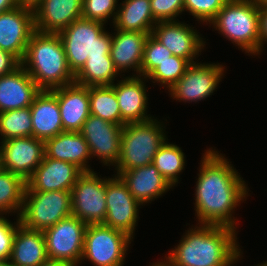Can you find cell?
Wrapping results in <instances>:
<instances>
[{
	"label": "cell",
	"instance_id": "cell-19",
	"mask_svg": "<svg viewBox=\"0 0 267 266\" xmlns=\"http://www.w3.org/2000/svg\"><path fill=\"white\" fill-rule=\"evenodd\" d=\"M83 0H40L34 7L35 31L58 34L82 18Z\"/></svg>",
	"mask_w": 267,
	"mask_h": 266
},
{
	"label": "cell",
	"instance_id": "cell-1",
	"mask_svg": "<svg viewBox=\"0 0 267 266\" xmlns=\"http://www.w3.org/2000/svg\"><path fill=\"white\" fill-rule=\"evenodd\" d=\"M215 150L206 149L200 161L194 193L195 216L198 224L228 226L237 230L238 219L233 214L249 196L248 184L225 155Z\"/></svg>",
	"mask_w": 267,
	"mask_h": 266
},
{
	"label": "cell",
	"instance_id": "cell-39",
	"mask_svg": "<svg viewBox=\"0 0 267 266\" xmlns=\"http://www.w3.org/2000/svg\"><path fill=\"white\" fill-rule=\"evenodd\" d=\"M21 61L12 53L0 49V77L13 72Z\"/></svg>",
	"mask_w": 267,
	"mask_h": 266
},
{
	"label": "cell",
	"instance_id": "cell-42",
	"mask_svg": "<svg viewBox=\"0 0 267 266\" xmlns=\"http://www.w3.org/2000/svg\"><path fill=\"white\" fill-rule=\"evenodd\" d=\"M39 266H71V265L63 261L48 259L45 262L41 263Z\"/></svg>",
	"mask_w": 267,
	"mask_h": 266
},
{
	"label": "cell",
	"instance_id": "cell-47",
	"mask_svg": "<svg viewBox=\"0 0 267 266\" xmlns=\"http://www.w3.org/2000/svg\"><path fill=\"white\" fill-rule=\"evenodd\" d=\"M0 266H10L8 263H0Z\"/></svg>",
	"mask_w": 267,
	"mask_h": 266
},
{
	"label": "cell",
	"instance_id": "cell-2",
	"mask_svg": "<svg viewBox=\"0 0 267 266\" xmlns=\"http://www.w3.org/2000/svg\"><path fill=\"white\" fill-rule=\"evenodd\" d=\"M198 225V226H197ZM189 227L161 261L166 266H233L242 258L235 229L221 225Z\"/></svg>",
	"mask_w": 267,
	"mask_h": 266
},
{
	"label": "cell",
	"instance_id": "cell-28",
	"mask_svg": "<svg viewBox=\"0 0 267 266\" xmlns=\"http://www.w3.org/2000/svg\"><path fill=\"white\" fill-rule=\"evenodd\" d=\"M120 75L110 55L88 57L83 67L74 75V82L87 87L111 86Z\"/></svg>",
	"mask_w": 267,
	"mask_h": 266
},
{
	"label": "cell",
	"instance_id": "cell-38",
	"mask_svg": "<svg viewBox=\"0 0 267 266\" xmlns=\"http://www.w3.org/2000/svg\"><path fill=\"white\" fill-rule=\"evenodd\" d=\"M16 218L13 223L4 215H0V263H7L10 259L13 240L20 224L19 217Z\"/></svg>",
	"mask_w": 267,
	"mask_h": 266
},
{
	"label": "cell",
	"instance_id": "cell-20",
	"mask_svg": "<svg viewBox=\"0 0 267 266\" xmlns=\"http://www.w3.org/2000/svg\"><path fill=\"white\" fill-rule=\"evenodd\" d=\"M51 91L58 98L64 131L80 132L90 115L89 87L74 82Z\"/></svg>",
	"mask_w": 267,
	"mask_h": 266
},
{
	"label": "cell",
	"instance_id": "cell-13",
	"mask_svg": "<svg viewBox=\"0 0 267 266\" xmlns=\"http://www.w3.org/2000/svg\"><path fill=\"white\" fill-rule=\"evenodd\" d=\"M123 126L89 115L80 133L85 138L92 158L105 166H116L120 157Z\"/></svg>",
	"mask_w": 267,
	"mask_h": 266
},
{
	"label": "cell",
	"instance_id": "cell-5",
	"mask_svg": "<svg viewBox=\"0 0 267 266\" xmlns=\"http://www.w3.org/2000/svg\"><path fill=\"white\" fill-rule=\"evenodd\" d=\"M160 121L153 118L123 126L120 157L113 175L152 164L157 151L168 140L164 123Z\"/></svg>",
	"mask_w": 267,
	"mask_h": 266
},
{
	"label": "cell",
	"instance_id": "cell-26",
	"mask_svg": "<svg viewBox=\"0 0 267 266\" xmlns=\"http://www.w3.org/2000/svg\"><path fill=\"white\" fill-rule=\"evenodd\" d=\"M48 260L43 231L17 226L13 240L10 266H39Z\"/></svg>",
	"mask_w": 267,
	"mask_h": 266
},
{
	"label": "cell",
	"instance_id": "cell-14",
	"mask_svg": "<svg viewBox=\"0 0 267 266\" xmlns=\"http://www.w3.org/2000/svg\"><path fill=\"white\" fill-rule=\"evenodd\" d=\"M0 155L1 168L27 181L44 158V140L28 136L2 141Z\"/></svg>",
	"mask_w": 267,
	"mask_h": 266
},
{
	"label": "cell",
	"instance_id": "cell-4",
	"mask_svg": "<svg viewBox=\"0 0 267 266\" xmlns=\"http://www.w3.org/2000/svg\"><path fill=\"white\" fill-rule=\"evenodd\" d=\"M210 25L242 52L260 55L259 6L254 0H228Z\"/></svg>",
	"mask_w": 267,
	"mask_h": 266
},
{
	"label": "cell",
	"instance_id": "cell-22",
	"mask_svg": "<svg viewBox=\"0 0 267 266\" xmlns=\"http://www.w3.org/2000/svg\"><path fill=\"white\" fill-rule=\"evenodd\" d=\"M41 91L22 65L0 77V113L30 107Z\"/></svg>",
	"mask_w": 267,
	"mask_h": 266
},
{
	"label": "cell",
	"instance_id": "cell-44",
	"mask_svg": "<svg viewBox=\"0 0 267 266\" xmlns=\"http://www.w3.org/2000/svg\"><path fill=\"white\" fill-rule=\"evenodd\" d=\"M259 7H267V0H254Z\"/></svg>",
	"mask_w": 267,
	"mask_h": 266
},
{
	"label": "cell",
	"instance_id": "cell-31",
	"mask_svg": "<svg viewBox=\"0 0 267 266\" xmlns=\"http://www.w3.org/2000/svg\"><path fill=\"white\" fill-rule=\"evenodd\" d=\"M185 154L181 147L167 140L154 156L153 165L158 172L174 187L179 183V176L185 169Z\"/></svg>",
	"mask_w": 267,
	"mask_h": 266
},
{
	"label": "cell",
	"instance_id": "cell-36",
	"mask_svg": "<svg viewBox=\"0 0 267 266\" xmlns=\"http://www.w3.org/2000/svg\"><path fill=\"white\" fill-rule=\"evenodd\" d=\"M228 0H184V12H188L201 24L207 25L215 18Z\"/></svg>",
	"mask_w": 267,
	"mask_h": 266
},
{
	"label": "cell",
	"instance_id": "cell-43",
	"mask_svg": "<svg viewBox=\"0 0 267 266\" xmlns=\"http://www.w3.org/2000/svg\"><path fill=\"white\" fill-rule=\"evenodd\" d=\"M19 5L34 7L40 0H17Z\"/></svg>",
	"mask_w": 267,
	"mask_h": 266
},
{
	"label": "cell",
	"instance_id": "cell-6",
	"mask_svg": "<svg viewBox=\"0 0 267 266\" xmlns=\"http://www.w3.org/2000/svg\"><path fill=\"white\" fill-rule=\"evenodd\" d=\"M104 26L102 22L80 18L58 33L74 75L88 57L110 55L112 34L105 31Z\"/></svg>",
	"mask_w": 267,
	"mask_h": 266
},
{
	"label": "cell",
	"instance_id": "cell-15",
	"mask_svg": "<svg viewBox=\"0 0 267 266\" xmlns=\"http://www.w3.org/2000/svg\"><path fill=\"white\" fill-rule=\"evenodd\" d=\"M35 32L34 9L18 5L0 13V49L23 60L27 45Z\"/></svg>",
	"mask_w": 267,
	"mask_h": 266
},
{
	"label": "cell",
	"instance_id": "cell-30",
	"mask_svg": "<svg viewBox=\"0 0 267 266\" xmlns=\"http://www.w3.org/2000/svg\"><path fill=\"white\" fill-rule=\"evenodd\" d=\"M89 108L91 115L121 125V112L113 85L90 86Z\"/></svg>",
	"mask_w": 267,
	"mask_h": 266
},
{
	"label": "cell",
	"instance_id": "cell-34",
	"mask_svg": "<svg viewBox=\"0 0 267 266\" xmlns=\"http://www.w3.org/2000/svg\"><path fill=\"white\" fill-rule=\"evenodd\" d=\"M172 55L173 54L162 43L152 34H149L144 44L141 76L147 78L160 63L164 62Z\"/></svg>",
	"mask_w": 267,
	"mask_h": 266
},
{
	"label": "cell",
	"instance_id": "cell-33",
	"mask_svg": "<svg viewBox=\"0 0 267 266\" xmlns=\"http://www.w3.org/2000/svg\"><path fill=\"white\" fill-rule=\"evenodd\" d=\"M187 59L172 55L147 77L153 83H158L163 88H171L185 73L190 66Z\"/></svg>",
	"mask_w": 267,
	"mask_h": 266
},
{
	"label": "cell",
	"instance_id": "cell-37",
	"mask_svg": "<svg viewBox=\"0 0 267 266\" xmlns=\"http://www.w3.org/2000/svg\"><path fill=\"white\" fill-rule=\"evenodd\" d=\"M150 5L157 22L179 21L184 12V0H150Z\"/></svg>",
	"mask_w": 267,
	"mask_h": 266
},
{
	"label": "cell",
	"instance_id": "cell-8",
	"mask_svg": "<svg viewBox=\"0 0 267 266\" xmlns=\"http://www.w3.org/2000/svg\"><path fill=\"white\" fill-rule=\"evenodd\" d=\"M132 239L104 224L87 225L81 263L86 259L94 266H124Z\"/></svg>",
	"mask_w": 267,
	"mask_h": 266
},
{
	"label": "cell",
	"instance_id": "cell-24",
	"mask_svg": "<svg viewBox=\"0 0 267 266\" xmlns=\"http://www.w3.org/2000/svg\"><path fill=\"white\" fill-rule=\"evenodd\" d=\"M44 152L47 158L73 163L83 172L94 171L88 165L92 160L89 146L80 132L64 131L45 140Z\"/></svg>",
	"mask_w": 267,
	"mask_h": 266
},
{
	"label": "cell",
	"instance_id": "cell-18",
	"mask_svg": "<svg viewBox=\"0 0 267 266\" xmlns=\"http://www.w3.org/2000/svg\"><path fill=\"white\" fill-rule=\"evenodd\" d=\"M83 171L73 163L44 158L26 181L25 191H71Z\"/></svg>",
	"mask_w": 267,
	"mask_h": 266
},
{
	"label": "cell",
	"instance_id": "cell-23",
	"mask_svg": "<svg viewBox=\"0 0 267 266\" xmlns=\"http://www.w3.org/2000/svg\"><path fill=\"white\" fill-rule=\"evenodd\" d=\"M126 184L134 198L143 206L162 197L172 189L166 180L152 164L126 170L118 175Z\"/></svg>",
	"mask_w": 267,
	"mask_h": 266
},
{
	"label": "cell",
	"instance_id": "cell-32",
	"mask_svg": "<svg viewBox=\"0 0 267 266\" xmlns=\"http://www.w3.org/2000/svg\"><path fill=\"white\" fill-rule=\"evenodd\" d=\"M1 142L18 137L32 136L30 107L0 113Z\"/></svg>",
	"mask_w": 267,
	"mask_h": 266
},
{
	"label": "cell",
	"instance_id": "cell-29",
	"mask_svg": "<svg viewBox=\"0 0 267 266\" xmlns=\"http://www.w3.org/2000/svg\"><path fill=\"white\" fill-rule=\"evenodd\" d=\"M26 186L22 177L0 168V215L16 213L19 217Z\"/></svg>",
	"mask_w": 267,
	"mask_h": 266
},
{
	"label": "cell",
	"instance_id": "cell-11",
	"mask_svg": "<svg viewBox=\"0 0 267 266\" xmlns=\"http://www.w3.org/2000/svg\"><path fill=\"white\" fill-rule=\"evenodd\" d=\"M224 69L220 63H191L184 75L168 89V92L179 102L190 104L205 100L218 88L225 76Z\"/></svg>",
	"mask_w": 267,
	"mask_h": 266
},
{
	"label": "cell",
	"instance_id": "cell-46",
	"mask_svg": "<svg viewBox=\"0 0 267 266\" xmlns=\"http://www.w3.org/2000/svg\"><path fill=\"white\" fill-rule=\"evenodd\" d=\"M257 266H267V261H263V263H259V264H257Z\"/></svg>",
	"mask_w": 267,
	"mask_h": 266
},
{
	"label": "cell",
	"instance_id": "cell-16",
	"mask_svg": "<svg viewBox=\"0 0 267 266\" xmlns=\"http://www.w3.org/2000/svg\"><path fill=\"white\" fill-rule=\"evenodd\" d=\"M199 33L192 25L167 21L157 22L151 34L173 55L187 59L190 63H196V58L199 57V53L201 55L206 43Z\"/></svg>",
	"mask_w": 267,
	"mask_h": 266
},
{
	"label": "cell",
	"instance_id": "cell-9",
	"mask_svg": "<svg viewBox=\"0 0 267 266\" xmlns=\"http://www.w3.org/2000/svg\"><path fill=\"white\" fill-rule=\"evenodd\" d=\"M99 176L83 172L71 190L72 216L87 225L103 224L106 218V177Z\"/></svg>",
	"mask_w": 267,
	"mask_h": 266
},
{
	"label": "cell",
	"instance_id": "cell-41",
	"mask_svg": "<svg viewBox=\"0 0 267 266\" xmlns=\"http://www.w3.org/2000/svg\"><path fill=\"white\" fill-rule=\"evenodd\" d=\"M19 5L17 0H0V13L12 10Z\"/></svg>",
	"mask_w": 267,
	"mask_h": 266
},
{
	"label": "cell",
	"instance_id": "cell-21",
	"mask_svg": "<svg viewBox=\"0 0 267 266\" xmlns=\"http://www.w3.org/2000/svg\"><path fill=\"white\" fill-rule=\"evenodd\" d=\"M110 56L119 74L134 71L133 76H141L144 44L151 33L120 31L114 29Z\"/></svg>",
	"mask_w": 267,
	"mask_h": 266
},
{
	"label": "cell",
	"instance_id": "cell-3",
	"mask_svg": "<svg viewBox=\"0 0 267 266\" xmlns=\"http://www.w3.org/2000/svg\"><path fill=\"white\" fill-rule=\"evenodd\" d=\"M21 65L41 90H52L74 83L63 43L58 34L35 31Z\"/></svg>",
	"mask_w": 267,
	"mask_h": 266
},
{
	"label": "cell",
	"instance_id": "cell-27",
	"mask_svg": "<svg viewBox=\"0 0 267 266\" xmlns=\"http://www.w3.org/2000/svg\"><path fill=\"white\" fill-rule=\"evenodd\" d=\"M119 5L114 29L152 33L157 21L152 15L150 0H124Z\"/></svg>",
	"mask_w": 267,
	"mask_h": 266
},
{
	"label": "cell",
	"instance_id": "cell-40",
	"mask_svg": "<svg viewBox=\"0 0 267 266\" xmlns=\"http://www.w3.org/2000/svg\"><path fill=\"white\" fill-rule=\"evenodd\" d=\"M260 54L267 44V7H259Z\"/></svg>",
	"mask_w": 267,
	"mask_h": 266
},
{
	"label": "cell",
	"instance_id": "cell-45",
	"mask_svg": "<svg viewBox=\"0 0 267 266\" xmlns=\"http://www.w3.org/2000/svg\"><path fill=\"white\" fill-rule=\"evenodd\" d=\"M150 266H166L163 262H161V261H156V262H154L152 265H150Z\"/></svg>",
	"mask_w": 267,
	"mask_h": 266
},
{
	"label": "cell",
	"instance_id": "cell-17",
	"mask_svg": "<svg viewBox=\"0 0 267 266\" xmlns=\"http://www.w3.org/2000/svg\"><path fill=\"white\" fill-rule=\"evenodd\" d=\"M147 80V81H146ZM112 85L118 100L121 112V125L127 123L145 122L154 118L147 114L148 95L146 82L143 76H126Z\"/></svg>",
	"mask_w": 267,
	"mask_h": 266
},
{
	"label": "cell",
	"instance_id": "cell-7",
	"mask_svg": "<svg viewBox=\"0 0 267 266\" xmlns=\"http://www.w3.org/2000/svg\"><path fill=\"white\" fill-rule=\"evenodd\" d=\"M71 215V191H25L19 220L26 228L45 231Z\"/></svg>",
	"mask_w": 267,
	"mask_h": 266
},
{
	"label": "cell",
	"instance_id": "cell-10",
	"mask_svg": "<svg viewBox=\"0 0 267 266\" xmlns=\"http://www.w3.org/2000/svg\"><path fill=\"white\" fill-rule=\"evenodd\" d=\"M86 228L87 224L71 215L43 231L48 259L81 264Z\"/></svg>",
	"mask_w": 267,
	"mask_h": 266
},
{
	"label": "cell",
	"instance_id": "cell-25",
	"mask_svg": "<svg viewBox=\"0 0 267 266\" xmlns=\"http://www.w3.org/2000/svg\"><path fill=\"white\" fill-rule=\"evenodd\" d=\"M32 136L47 140L64 132L58 98L51 90H41L30 106Z\"/></svg>",
	"mask_w": 267,
	"mask_h": 266
},
{
	"label": "cell",
	"instance_id": "cell-35",
	"mask_svg": "<svg viewBox=\"0 0 267 266\" xmlns=\"http://www.w3.org/2000/svg\"><path fill=\"white\" fill-rule=\"evenodd\" d=\"M119 0H83L82 18L102 22L106 25L109 19L112 23L116 18ZM112 17V18H111Z\"/></svg>",
	"mask_w": 267,
	"mask_h": 266
},
{
	"label": "cell",
	"instance_id": "cell-12",
	"mask_svg": "<svg viewBox=\"0 0 267 266\" xmlns=\"http://www.w3.org/2000/svg\"><path fill=\"white\" fill-rule=\"evenodd\" d=\"M141 206L143 205L134 198L119 176L106 178L107 212L104 225L121 230L134 238Z\"/></svg>",
	"mask_w": 267,
	"mask_h": 266
}]
</instances>
